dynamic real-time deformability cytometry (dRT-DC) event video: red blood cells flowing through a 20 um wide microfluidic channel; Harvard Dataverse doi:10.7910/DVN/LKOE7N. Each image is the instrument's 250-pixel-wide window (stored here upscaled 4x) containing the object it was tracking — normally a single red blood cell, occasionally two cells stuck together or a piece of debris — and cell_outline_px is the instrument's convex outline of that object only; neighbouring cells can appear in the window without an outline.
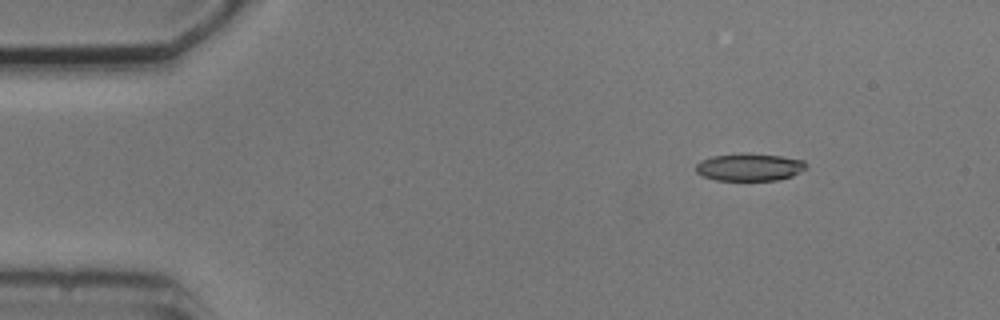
{"species": "common noctule bat (a hibernating species)", "species_latin": "Nyctalus noctula", "temperature_condition": "cold", "stored_images_in_passage": 7, "camera_frame_rate_fps": 3000, "um_per_image_px": 0.085, "animal": {"sex": "male", "body_mass_g": 20.5, "forearm_length_mm": 52.5}, "frame": {"image": 1, "passage_image": 2, "time_ms": 1.333, "image_size_px": [1000, 320], "cell_outline_px": [[808, 164], [800, 172], [792, 176], [776, 180], [716, 180], [704, 176], [696, 172], [696, 164], [700, 160], [712, 156], [744, 152], [748, 152], [780, 156], [804, 160]], "centroid_in_image_um": [63.69, 14.19], "position_along_channel_um": 21.3, "area_um2": 17.8}}
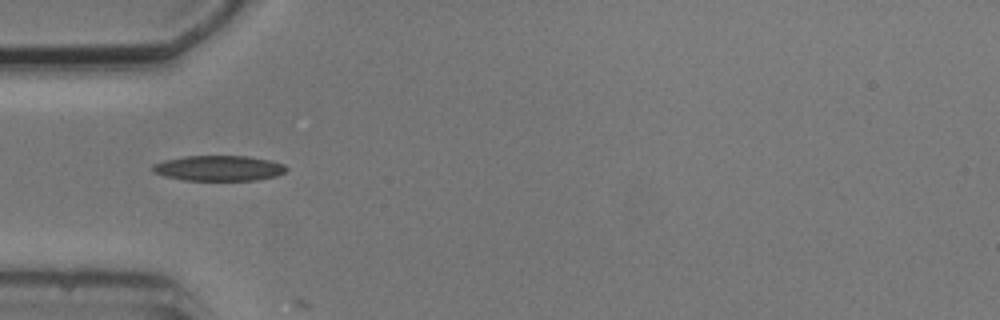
{"frame": {"image": 2, "passage_image": 5, "time_ms": 4.667, "image_size_px": [1000, 320], "cell_outline_px": [[288, 168], [284, 172], [276, 176], [256, 180], [184, 180], [164, 176], [156, 172], [152, 168], [152, 164], [164, 160], [184, 156], [248, 156], [268, 160], [284, 164]], "centroid_in_image_um": [18.6, 14.29], "position_along_channel_um": 66.4, "area_um2": 19.65}}
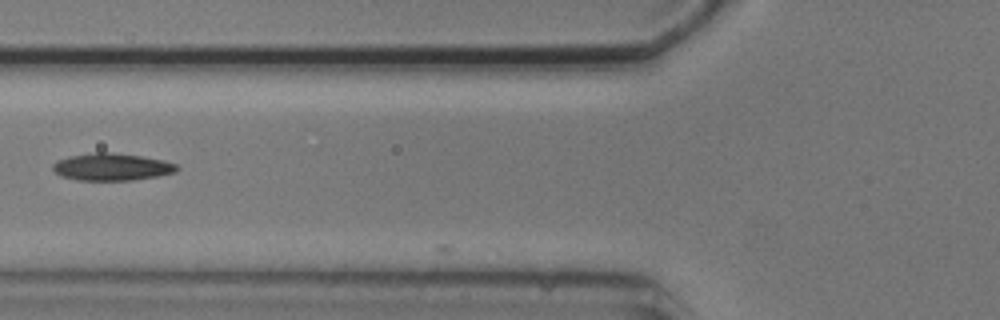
{"frame": {"image": 3, "passage_image": 6, "time_ms": 6.0, "image_size_px": [1000, 320], "cell_outline_px": [[180, 168], [176, 172], [156, 176], [132, 180], [76, 180], [60, 176], [52, 168], [52, 164], [56, 160], [68, 156], [96, 152], [112, 152], [140, 156], [164, 160], [176, 164]], "centroid_in_image_um": [9.48, 14.18], "position_along_channel_um": 116.3, "area_um2": 19.77}}